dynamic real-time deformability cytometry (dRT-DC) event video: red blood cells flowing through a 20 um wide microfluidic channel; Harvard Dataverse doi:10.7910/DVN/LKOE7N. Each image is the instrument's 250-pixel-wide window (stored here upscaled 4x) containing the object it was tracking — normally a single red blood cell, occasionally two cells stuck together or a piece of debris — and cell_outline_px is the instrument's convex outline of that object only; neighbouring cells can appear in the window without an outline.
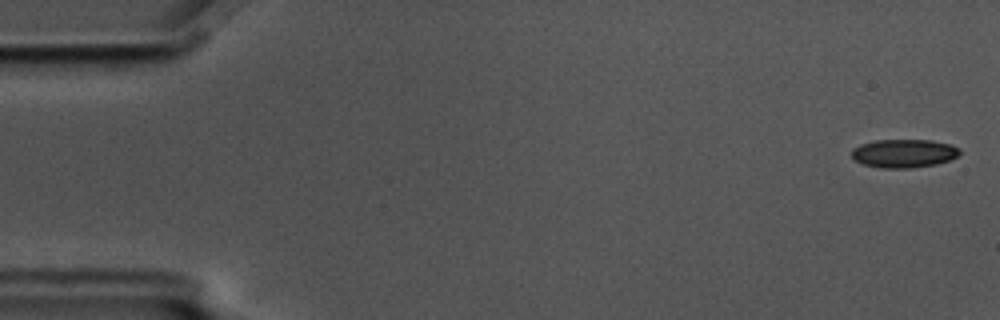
{"species": "common noctule bat (a hibernating species)", "species_latin": "Nyctalus noctula", "temperature_condition": "cold", "stored_images_in_passage": 5, "camera_frame_rate_fps": 3000, "um_per_image_px": 0.085, "animal": {"sex": "male", "body_mass_g": 17.5, "forearm_length_mm": 52.3}, "frame": {"image": 1, "passage_image": 1, "time_ms": 0.0, "image_size_px": [1000, 320], "cell_outline_px": [[960, 152], [956, 156], [948, 160], [936, 164], [908, 168], [880, 168], [864, 164], [856, 160], [852, 156], [852, 148], [860, 144], [876, 140], [932, 140], [952, 144], [960, 148]], "centroid_in_image_um": [76.83, 13.02], "position_along_channel_um": 8.2, "area_um2": 17.86}}
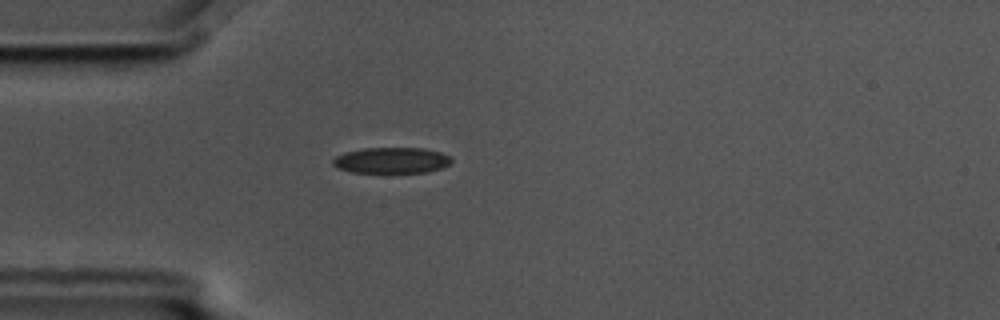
{"frame": {"image": 2, "passage_image": 5, "time_ms": 1.333, "image_size_px": [1000, 320], "cell_outline_px": [[452, 160], [448, 164], [440, 168], [424, 172], [352, 172], [336, 168], [332, 164], [332, 160], [336, 156], [344, 152], [364, 148], [424, 148], [440, 152], [448, 156]], "centroid_in_image_um": [33.22, 13.62], "position_along_channel_um": 51.8, "area_um2": 17.74}}